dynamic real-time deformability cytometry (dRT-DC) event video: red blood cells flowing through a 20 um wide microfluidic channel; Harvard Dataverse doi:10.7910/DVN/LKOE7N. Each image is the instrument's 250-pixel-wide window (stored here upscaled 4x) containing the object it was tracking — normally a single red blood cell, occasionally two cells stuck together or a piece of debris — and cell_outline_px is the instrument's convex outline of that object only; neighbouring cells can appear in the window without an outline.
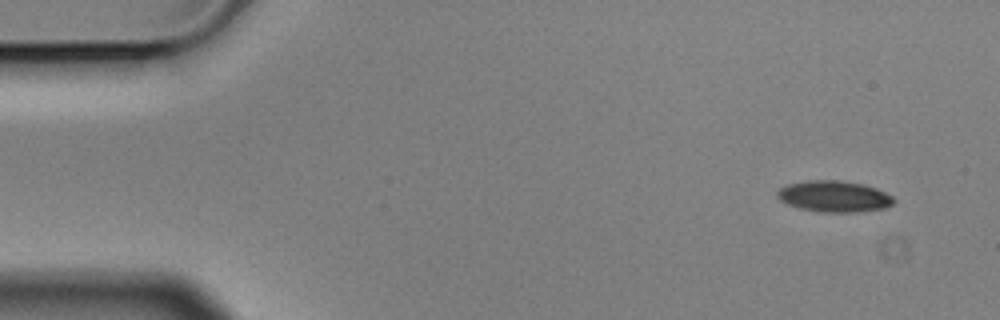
{"species": "Egyptian fruit bat (a non-hibernating species)", "species_latin": "Rousettus aegyptiacus", "temperature_condition": "cold", "stored_images_in_passage": 6, "camera_frame_rate_fps": 3000, "um_per_image_px": 0.085, "animal": {"sex": "male"}, "frame": {"image": 1, "passage_image": 1, "time_ms": 0.0, "image_size_px": [1000, 320], "cell_outline_px": [[896, 200], [892, 204], [884, 208], [856, 212], [824, 212], [800, 208], [788, 204], [780, 200], [776, 196], [776, 192], [784, 184], [808, 180], [836, 180], [864, 184], [876, 188], [892, 196]], "centroid_in_image_um": [70.87, 16.68], "position_along_channel_um": 14.1, "area_um2": 21.21}}
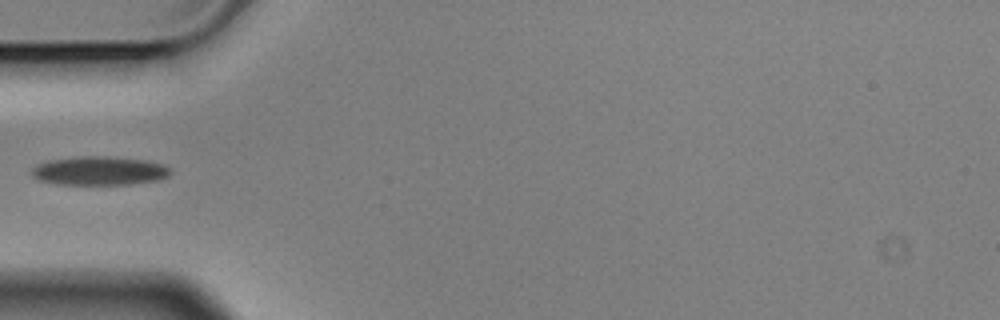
{"frame": {"image": 2, "passage_image": 5, "time_ms": 1.333, "image_size_px": [1000, 320], "cell_outline_px": [[172, 172], [168, 176], [160, 180], [128, 184], [56, 184], [36, 180], [32, 176], [32, 168], [36, 164], [48, 160], [84, 156], [100, 156], [144, 160], [164, 164]], "centroid_in_image_um": [8.41, 14.52], "position_along_channel_um": 76.6, "area_um2": 23.24}}
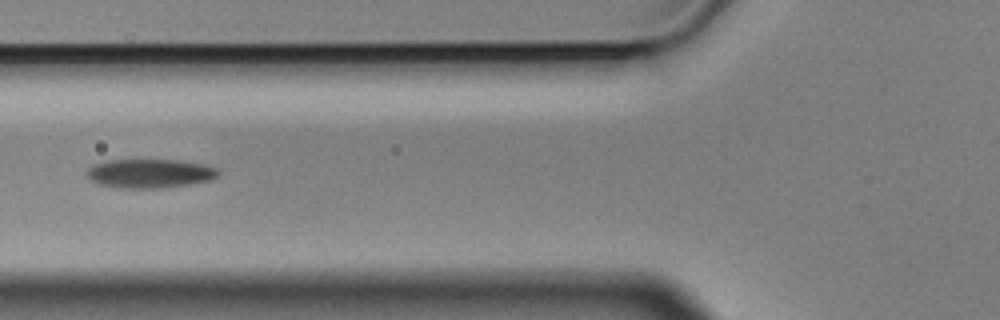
{"frame": {"image": 3, "passage_image": 6, "time_ms": 1.667, "image_size_px": [1000, 320], "cell_outline_px": [[220, 172], [212, 180], [188, 184], [160, 188], [120, 188], [100, 184], [92, 180], [88, 176], [88, 168], [92, 164], [108, 160], [180, 160], [204, 164], [216, 168]], "centroid_in_image_um": [12.75, 14.73], "position_along_channel_um": 113.1, "area_um2": 22.08}}